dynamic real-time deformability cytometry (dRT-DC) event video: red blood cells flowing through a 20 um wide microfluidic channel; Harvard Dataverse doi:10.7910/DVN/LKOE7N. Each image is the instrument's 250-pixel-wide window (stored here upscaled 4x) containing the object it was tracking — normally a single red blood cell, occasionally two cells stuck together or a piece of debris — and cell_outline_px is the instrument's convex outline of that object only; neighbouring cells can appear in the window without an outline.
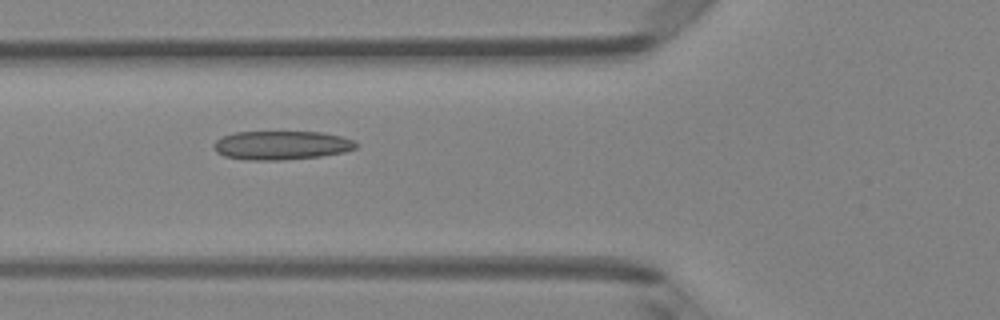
{"species": "Egyptian fruit bat (a non-hibernating species)", "species_latin": "Rousettus aegyptiacus", "temperature_condition": "room temperature", "stored_images_in_passage": 8, "camera_frame_rate_fps": 3000, "um_per_image_px": 0.085, "animal": {"sex": "female"}, "frame": {"image": 1, "passage_image": 6, "time_ms": 1.667, "image_size_px": [1000, 320], "cell_outline_px": [[360, 144], [356, 148], [344, 152], [320, 156], [284, 160], [244, 160], [224, 156], [216, 152], [212, 148], [212, 144], [220, 136], [236, 132], [320, 132], [340, 136], [356, 140]], "centroid_in_image_um": [23.9, 12.35], "position_along_channel_um": 101.9, "area_um2": 24.22}}
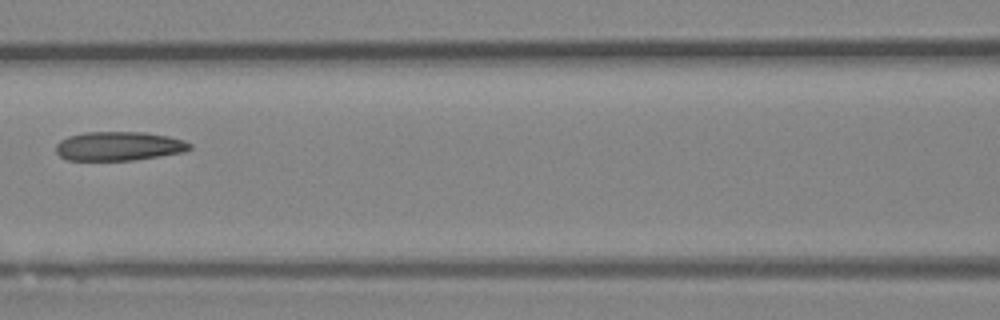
{"frame": {"image": 2, "passage_image": 7, "time_ms": 2.0, "image_size_px": [1000, 320], "cell_outline_px": [[192, 148], [184, 152], [160, 156], [132, 160], [68, 160], [60, 156], [56, 152], [56, 144], [60, 140], [68, 136], [84, 132], [144, 132], [168, 136], [184, 140], [192, 144]], "centroid_in_image_um": [10.11, 12.42], "position_along_channel_um": 156.5, "area_um2": 22.72}}
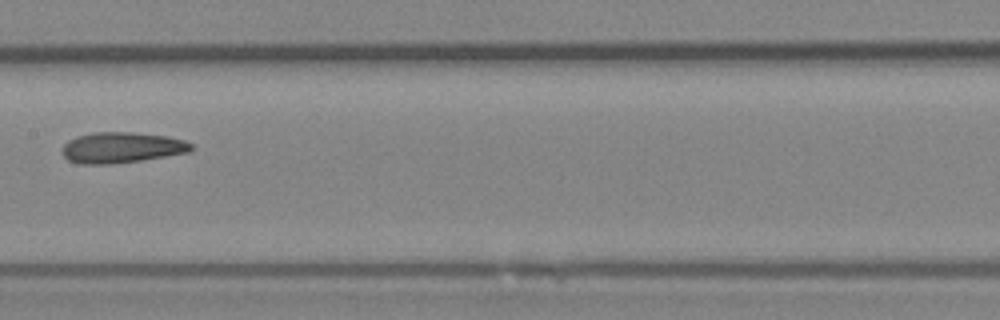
{"frame": {"image": 3, "passage_image": 8, "time_ms": 2.333, "image_size_px": [1000, 320], "cell_outline_px": [[192, 148], [188, 152], [140, 160], [112, 164], [80, 164], [68, 160], [60, 152], [64, 144], [68, 140], [76, 136], [92, 132], [132, 132], [168, 136], [184, 140], [192, 144]], "centroid_in_image_um": [10.28, 12.53], "position_along_channel_um": 197.1, "area_um2": 23.18}}